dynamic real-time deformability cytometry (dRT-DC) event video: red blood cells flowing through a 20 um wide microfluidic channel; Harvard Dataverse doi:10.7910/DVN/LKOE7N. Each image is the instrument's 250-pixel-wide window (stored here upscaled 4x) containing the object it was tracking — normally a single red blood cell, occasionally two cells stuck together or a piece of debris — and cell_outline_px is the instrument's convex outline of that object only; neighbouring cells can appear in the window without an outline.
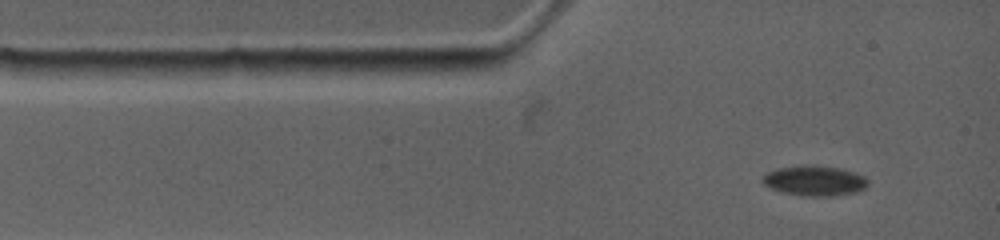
{"species": "common noctule bat (a hibernating species)", "species_latin": "Nyctalus noctula", "temperature_condition": "warm", "stored_images_in_passage": 53, "camera_frame_rate_fps": 4500, "um_per_image_px": 0.085, "animal": {"sex": "female", "body_mass_g": 19.0, "forearm_length_mm": 53.3}, "frame": {"image": 1, "passage_image": 1, "time_ms": 0.0, "image_size_px": [1000, 240], "cell_outline_px": [[868, 184], [864, 188], [856, 192], [832, 196], [800, 196], [780, 192], [764, 184], [760, 180], [760, 176], [776, 168], [800, 164], [812, 164], [840, 168], [856, 172], [864, 176], [868, 180]], "centroid_in_image_um": [69.2, 15.34], "position_along_channel_um": 15.8, "area_um2": 19.02}}
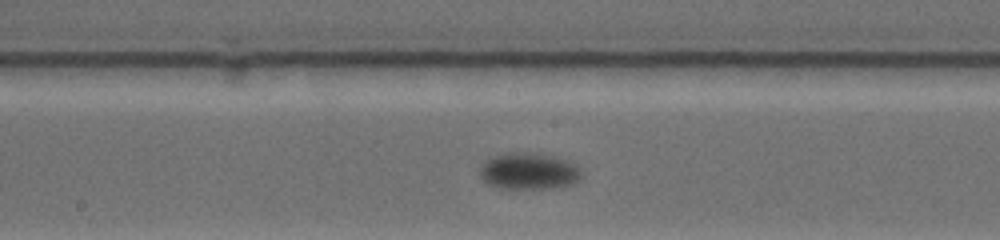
{"frame": {"image": 2, "passage_image": 27, "time_ms": 6.0, "image_size_px": [1000, 240], "cell_outline_px": [[580, 176], [572, 184], [552, 188], [496, 188], [488, 184], [480, 176], [480, 168], [488, 160], [496, 156], [552, 156], [572, 160], [580, 168]], "centroid_in_image_um": [45.0, 14.62], "position_along_channel_um": 203.2, "area_um2": 20.46}}
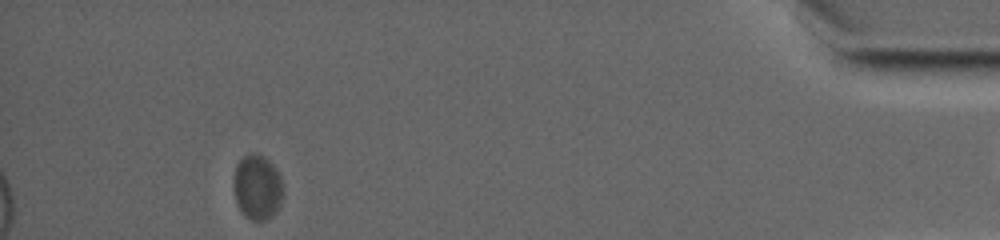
{"frame": {"image": 3, "passage_image": 47, "time_ms": 14.667, "image_size_px": [1000, 240], "cell_outline_px": [[284, 196], [276, 212], [264, 220], [252, 220], [244, 216], [236, 204], [232, 188], [232, 180], [236, 164], [248, 152], [260, 152], [280, 172], [284, 188]], "centroid_in_image_um": [21.86, 15.88], "position_along_channel_um": 413.3, "area_um2": 19.54}, "authors_computed_cell_mechanics": {"area_um2": 19.7098, "velocity_mm_per_s": 3.5074, "shape_relaxation_time_tau1_ms": 2.6888, "shape_relaxation_time_tau2_ms": null, "deformation_change_tau1": 0.054, "deformation_change_tau2": null}}